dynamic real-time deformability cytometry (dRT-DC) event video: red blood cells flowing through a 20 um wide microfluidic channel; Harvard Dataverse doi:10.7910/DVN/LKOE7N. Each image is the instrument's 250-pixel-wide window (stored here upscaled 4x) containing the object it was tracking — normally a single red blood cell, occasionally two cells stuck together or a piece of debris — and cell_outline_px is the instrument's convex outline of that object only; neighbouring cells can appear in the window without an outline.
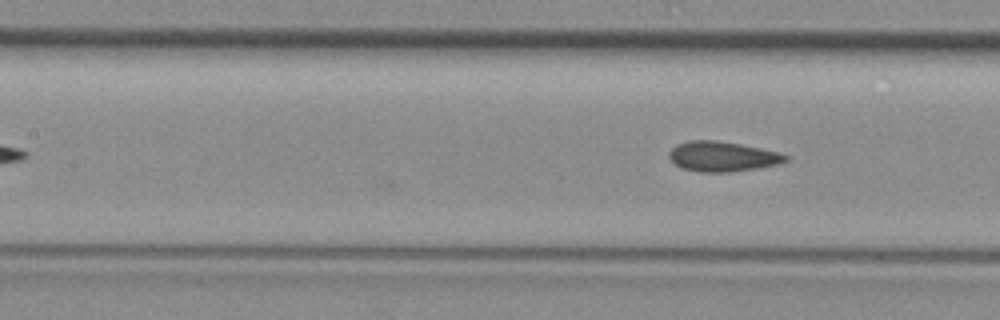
{"species": "common noctule bat (a hibernating species)", "species_latin": "Nyctalus noctula", "temperature_condition": "room temperature", "stored_images_in_passage": 17, "camera_frame_rate_fps": 3000, "um_per_image_px": 0.085, "animal": {"sex": "female", "body_mass_g": 29.2, "forearm_length_mm": 56.3}, "frame": {"image": 1, "passage_image": 17, "time_ms": 5.333, "image_size_px": [1000, 320], "cell_outline_px": [[788, 160], [780, 164], [760, 168], [728, 172], [700, 172], [680, 168], [668, 156], [668, 152], [676, 144], [688, 140], [712, 140], [740, 144], [760, 148], [776, 152], [788, 156]], "centroid_in_image_um": [61.38, 13.31], "position_along_channel_um": 146.0, "area_um2": 20.4}}